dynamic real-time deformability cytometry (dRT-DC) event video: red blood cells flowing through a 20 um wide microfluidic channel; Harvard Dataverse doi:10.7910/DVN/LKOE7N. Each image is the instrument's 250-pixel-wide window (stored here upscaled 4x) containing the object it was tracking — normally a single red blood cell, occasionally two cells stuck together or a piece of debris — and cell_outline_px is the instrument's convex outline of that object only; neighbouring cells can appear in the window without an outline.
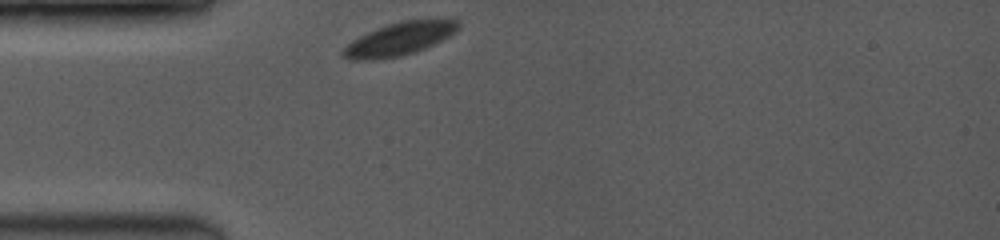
{"species": "common noctule bat (a hibernating species)", "species_latin": "Nyctalus noctula", "temperature_condition": "room temperature", "stored_images_in_passage": 27, "camera_frame_rate_fps": 3500, "um_per_image_px": 0.085, "animal": {"sex": "female", "body_mass_g": 19.0, "forearm_length_mm": 53.3}, "frame": {"image": 1, "passage_image": 1, "time_ms": 0.0, "image_size_px": [1000, 240], "cell_outline_px": [[460, 28], [456, 32], [424, 48], [400, 56], [364, 60], [352, 60], [344, 56], [340, 52], [352, 40], [376, 28], [400, 20], [460, 20]], "centroid_in_image_um": [33.93, 3.29], "position_along_channel_um": 51.1, "area_um2": 21.62}}
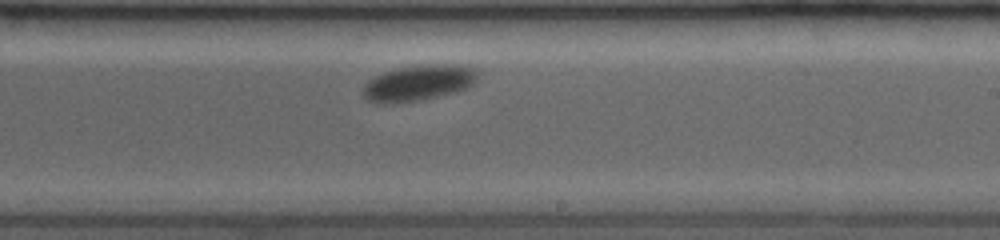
{"frame": {"image": 2, "passage_image": 16, "time_ms": 5.714, "image_size_px": [1000, 240], "cell_outline_px": [[480, 68], [476, 80], [472, 84], [456, 92], [420, 100], [392, 104], [380, 104], [368, 100], [364, 96], [364, 84], [368, 80], [384, 72], [400, 68], [428, 64], [460, 64]], "centroid_in_image_um": [35.62, 7.04], "position_along_channel_um": 253.4, "area_um2": 24.04}}
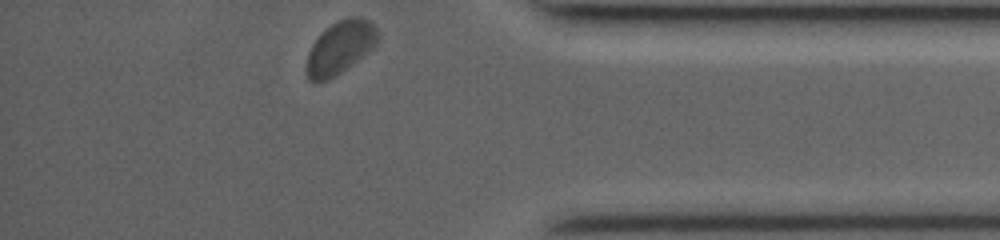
{"frame": {"image": 3, "passage_image": 27, "time_ms": 10.0, "image_size_px": [1000, 240], "cell_outline_px": [[380, 36], [376, 44], [372, 48], [336, 76], [328, 80], [308, 80], [308, 52], [312, 44], [332, 24], [348, 16], [360, 16], [368, 20], [376, 28]], "centroid_in_image_um": [28.96, 4.01], "position_along_channel_um": 406.2, "area_um2": 21.33}, "authors_computed_cell_mechanics": {"area_um2": 23.0044, "velocity_mm_per_s": 3.7344, "shape_relaxation_time_tau1_ms": 0.8975, "shape_relaxation_time_tau2_ms": null, "deformation_change_tau1": 0.0284, "deformation_change_tau2": null}}